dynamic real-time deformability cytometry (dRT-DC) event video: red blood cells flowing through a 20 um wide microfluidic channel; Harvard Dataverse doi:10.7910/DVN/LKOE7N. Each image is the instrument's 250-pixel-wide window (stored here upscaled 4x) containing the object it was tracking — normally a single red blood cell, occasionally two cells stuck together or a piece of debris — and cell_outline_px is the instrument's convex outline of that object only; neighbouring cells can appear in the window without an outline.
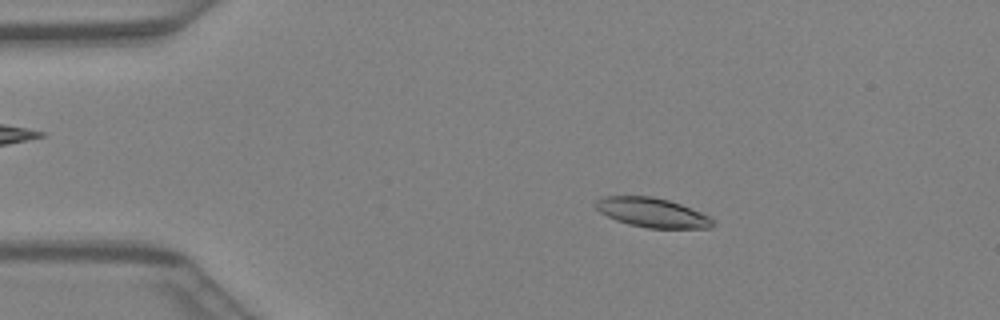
{"species": "Egyptian fruit bat (a non-hibernating species)", "species_latin": "Rousettus aegyptiacus", "temperature_condition": "warm", "stored_images_in_passage": 42, "camera_frame_rate_fps": 3000, "um_per_image_px": 0.085, "animal": {"sex": "female"}, "frame": {"image": 1, "passage_image": 7, "time_ms": 2.0, "image_size_px": [1000, 320], "cell_outline_px": [[712, 228], [648, 228], [628, 224], [616, 220], [600, 212], [592, 204], [596, 200], [604, 196], [652, 196], [668, 200], [680, 204], [700, 212], [708, 216], [712, 220]], "centroid_in_image_um": [55.38, 18.06], "position_along_channel_um": 29.6, "area_um2": 19.94}}
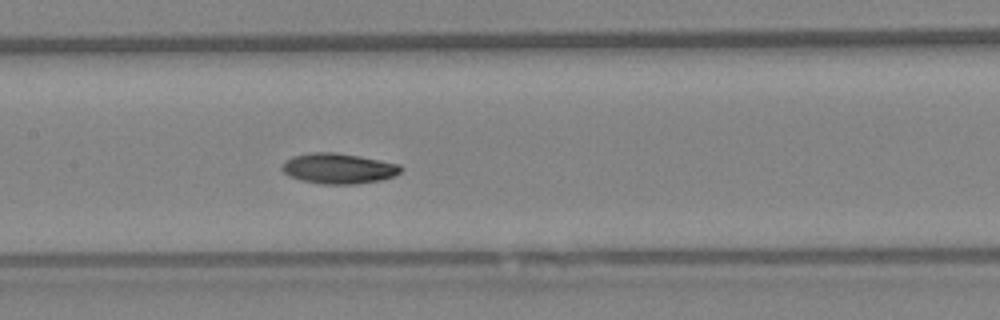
{"frame": {"image": 2, "passage_image": 20, "time_ms": 6.333, "image_size_px": [1000, 320], "cell_outline_px": [[404, 168], [396, 176], [380, 180], [356, 184], [320, 184], [300, 180], [288, 176], [280, 168], [284, 160], [292, 156], [308, 152], [336, 152], [360, 156], [400, 164]], "centroid_in_image_um": [28.75, 14.31], "position_along_channel_um": 178.6, "area_um2": 21.44}}
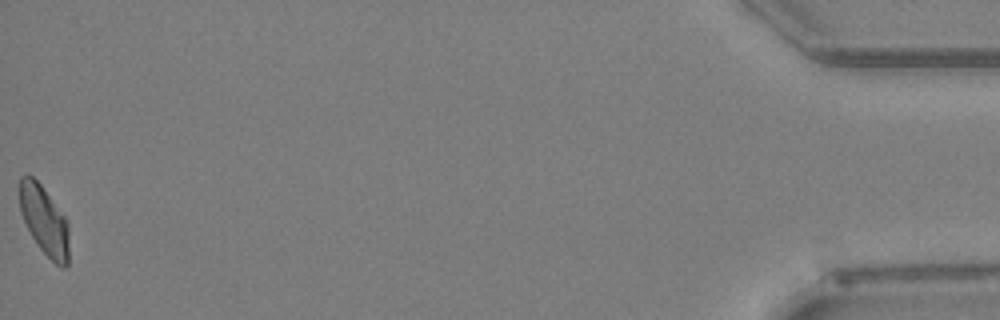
{"frame": {"image": 3, "passage_image": 42, "time_ms": 13.667, "image_size_px": [1000, 320], "cell_outline_px": [[68, 264], [64, 268], [60, 268], [40, 248], [32, 236], [20, 212], [20, 176], [32, 176], [40, 184], [64, 216], [68, 224]], "centroid_in_image_um": [3.77, 18.77], "position_along_channel_um": 431.4, "area_um2": 19.42}}